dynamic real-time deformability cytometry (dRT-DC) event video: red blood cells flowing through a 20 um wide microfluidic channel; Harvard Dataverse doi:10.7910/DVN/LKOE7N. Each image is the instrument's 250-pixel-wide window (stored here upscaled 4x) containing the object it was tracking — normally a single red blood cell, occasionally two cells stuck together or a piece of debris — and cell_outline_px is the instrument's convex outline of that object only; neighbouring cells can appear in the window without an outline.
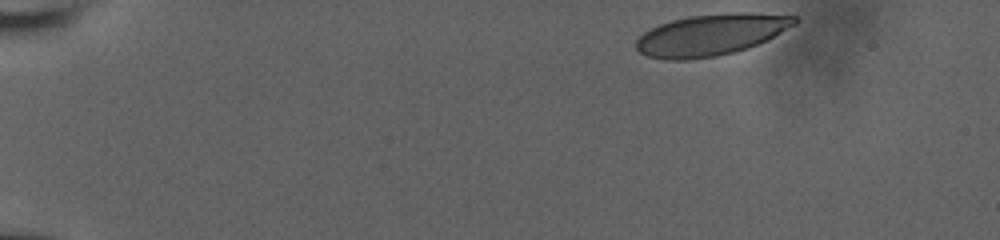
{"species": "human", "species_latin": "Homo sapiens", "temperature_condition": "room temperature", "stored_images_in_passage": 41, "camera_frame_rate_fps": 3000, "um_per_image_px": 0.085, "donor": {"sex": "male"}, "frame": {"image": 1, "passage_image": 1, "time_ms": 0.0, "image_size_px": [1000, 240], "cell_outline_px": [[800, 20], [796, 24], [768, 40], [748, 48], [716, 56], [688, 60], [668, 60], [648, 56], [640, 52], [636, 48], [636, 40], [644, 32], [660, 24], [672, 20], [688, 16], [728, 12], [752, 12], [800, 16]], "centroid_in_image_um": [60.49, 2.94], "position_along_channel_um": 24.5, "area_um2": 38.55}}
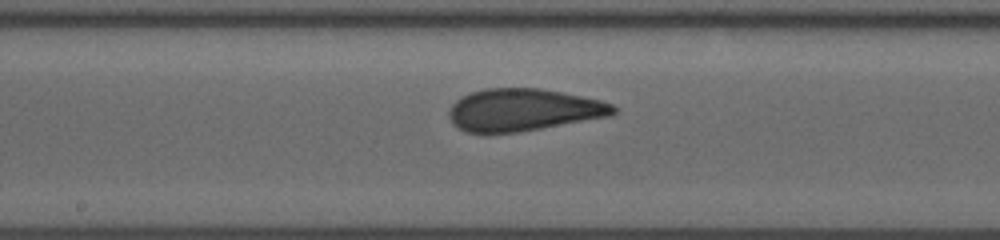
{"frame": {"image": 2, "passage_image": 24, "time_ms": 7.667, "image_size_px": [1000, 240], "cell_outline_px": [[616, 112], [612, 116], [516, 132], [464, 132], [452, 124], [448, 116], [448, 112], [452, 104], [456, 100], [472, 92], [484, 88], [540, 88], [600, 100], [612, 104], [616, 108]], "centroid_in_image_um": [44.46, 9.34], "position_along_channel_um": 203.7, "area_um2": 40.23}}
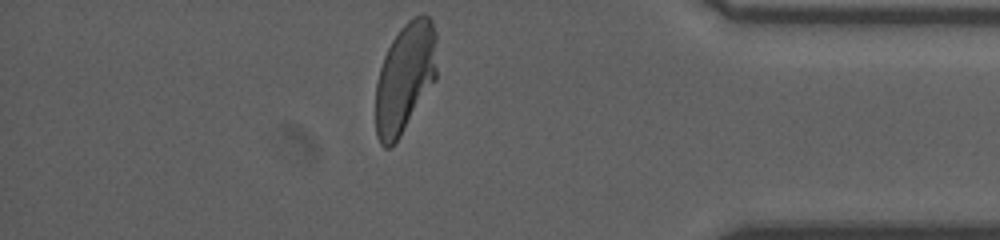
{"frame": {"image": 3, "passage_image": 41, "time_ms": 13.333, "image_size_px": [1000, 240], "cell_outline_px": [[436, 80], [400, 136], [388, 148], [384, 148], [380, 144], [376, 136], [376, 84], [380, 68], [384, 56], [392, 40], [400, 28], [412, 16], [424, 12], [432, 20], [436, 32]], "centroid_in_image_um": [34.43, 6.57], "position_along_channel_um": 400.8, "area_um2": 39.42}, "authors_computed_cell_mechanics": {"area_um2": 39.9976, "velocity_mm_per_s": 3.9373, "shape_relaxation_time_tau1_ms": 8.0171, "shape_relaxation_time_tau2_ms": 0.7097, "deformation_change_tau1": 0.2256, "deformation_change_tau2": 0.0749}}